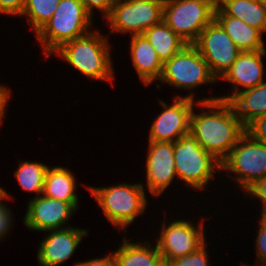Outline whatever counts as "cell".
<instances>
[{"label": "cell", "mask_w": 266, "mask_h": 266, "mask_svg": "<svg viewBox=\"0 0 266 266\" xmlns=\"http://www.w3.org/2000/svg\"><path fill=\"white\" fill-rule=\"evenodd\" d=\"M202 109L192 111L190 134L202 148L222 162L245 133V127L230 101L218 97L197 98Z\"/></svg>", "instance_id": "cell-1"}, {"label": "cell", "mask_w": 266, "mask_h": 266, "mask_svg": "<svg viewBox=\"0 0 266 266\" xmlns=\"http://www.w3.org/2000/svg\"><path fill=\"white\" fill-rule=\"evenodd\" d=\"M96 31L64 43L54 53L90 79L113 83L114 69L108 36Z\"/></svg>", "instance_id": "cell-2"}, {"label": "cell", "mask_w": 266, "mask_h": 266, "mask_svg": "<svg viewBox=\"0 0 266 266\" xmlns=\"http://www.w3.org/2000/svg\"><path fill=\"white\" fill-rule=\"evenodd\" d=\"M92 17L81 0H60L51 19L36 33L45 57L92 31Z\"/></svg>", "instance_id": "cell-3"}, {"label": "cell", "mask_w": 266, "mask_h": 266, "mask_svg": "<svg viewBox=\"0 0 266 266\" xmlns=\"http://www.w3.org/2000/svg\"><path fill=\"white\" fill-rule=\"evenodd\" d=\"M95 201L104 212L108 222L126 232V227L134 223L147 208L144 186L142 183H120L105 187L86 186Z\"/></svg>", "instance_id": "cell-4"}, {"label": "cell", "mask_w": 266, "mask_h": 266, "mask_svg": "<svg viewBox=\"0 0 266 266\" xmlns=\"http://www.w3.org/2000/svg\"><path fill=\"white\" fill-rule=\"evenodd\" d=\"M177 178L191 188L202 190L221 171V162L205 151L189 133L174 142Z\"/></svg>", "instance_id": "cell-5"}, {"label": "cell", "mask_w": 266, "mask_h": 266, "mask_svg": "<svg viewBox=\"0 0 266 266\" xmlns=\"http://www.w3.org/2000/svg\"><path fill=\"white\" fill-rule=\"evenodd\" d=\"M215 0H165L163 21L187 44H194L214 19Z\"/></svg>", "instance_id": "cell-6"}, {"label": "cell", "mask_w": 266, "mask_h": 266, "mask_svg": "<svg viewBox=\"0 0 266 266\" xmlns=\"http://www.w3.org/2000/svg\"><path fill=\"white\" fill-rule=\"evenodd\" d=\"M165 0H115L105 17L112 33L144 34L163 20Z\"/></svg>", "instance_id": "cell-7"}, {"label": "cell", "mask_w": 266, "mask_h": 266, "mask_svg": "<svg viewBox=\"0 0 266 266\" xmlns=\"http://www.w3.org/2000/svg\"><path fill=\"white\" fill-rule=\"evenodd\" d=\"M221 170L235 173V182L246 191L266 176V144L254 140L245 132L221 162Z\"/></svg>", "instance_id": "cell-8"}, {"label": "cell", "mask_w": 266, "mask_h": 266, "mask_svg": "<svg viewBox=\"0 0 266 266\" xmlns=\"http://www.w3.org/2000/svg\"><path fill=\"white\" fill-rule=\"evenodd\" d=\"M158 81L190 91L218 80L196 46L187 44L163 64V72Z\"/></svg>", "instance_id": "cell-9"}, {"label": "cell", "mask_w": 266, "mask_h": 266, "mask_svg": "<svg viewBox=\"0 0 266 266\" xmlns=\"http://www.w3.org/2000/svg\"><path fill=\"white\" fill-rule=\"evenodd\" d=\"M194 98L190 92L185 96L175 95L171 105L158 100L164 109L151 124L149 141L175 142L189 134L191 114L196 103Z\"/></svg>", "instance_id": "cell-10"}, {"label": "cell", "mask_w": 266, "mask_h": 266, "mask_svg": "<svg viewBox=\"0 0 266 266\" xmlns=\"http://www.w3.org/2000/svg\"><path fill=\"white\" fill-rule=\"evenodd\" d=\"M165 225V221L161 227L159 238L156 245L159 252L163 256L165 265L179 257L189 255L198 250L206 242L204 237L205 226L203 221L193 224L187 220H173Z\"/></svg>", "instance_id": "cell-11"}, {"label": "cell", "mask_w": 266, "mask_h": 266, "mask_svg": "<svg viewBox=\"0 0 266 266\" xmlns=\"http://www.w3.org/2000/svg\"><path fill=\"white\" fill-rule=\"evenodd\" d=\"M194 45L217 80L224 75L242 52L215 19L202 30Z\"/></svg>", "instance_id": "cell-12"}, {"label": "cell", "mask_w": 266, "mask_h": 266, "mask_svg": "<svg viewBox=\"0 0 266 266\" xmlns=\"http://www.w3.org/2000/svg\"><path fill=\"white\" fill-rule=\"evenodd\" d=\"M27 204L24 224L29 230L48 232L65 229L76 208L68 202L46 197L43 194L31 198ZM65 226V227H64Z\"/></svg>", "instance_id": "cell-13"}, {"label": "cell", "mask_w": 266, "mask_h": 266, "mask_svg": "<svg viewBox=\"0 0 266 266\" xmlns=\"http://www.w3.org/2000/svg\"><path fill=\"white\" fill-rule=\"evenodd\" d=\"M148 145L145 186L155 198L172 185L174 177L177 178L174 142L149 141Z\"/></svg>", "instance_id": "cell-14"}, {"label": "cell", "mask_w": 266, "mask_h": 266, "mask_svg": "<svg viewBox=\"0 0 266 266\" xmlns=\"http://www.w3.org/2000/svg\"><path fill=\"white\" fill-rule=\"evenodd\" d=\"M266 56L265 50L242 51L231 67L220 78L233 85L231 95L218 97L220 100L231 101L241 90L254 88L264 80L263 57ZM241 86V87H240ZM245 88V89H239Z\"/></svg>", "instance_id": "cell-15"}, {"label": "cell", "mask_w": 266, "mask_h": 266, "mask_svg": "<svg viewBox=\"0 0 266 266\" xmlns=\"http://www.w3.org/2000/svg\"><path fill=\"white\" fill-rule=\"evenodd\" d=\"M89 235L86 229L68 227L50 230L40 242L37 259L41 266H60L64 264L82 242Z\"/></svg>", "instance_id": "cell-16"}, {"label": "cell", "mask_w": 266, "mask_h": 266, "mask_svg": "<svg viewBox=\"0 0 266 266\" xmlns=\"http://www.w3.org/2000/svg\"><path fill=\"white\" fill-rule=\"evenodd\" d=\"M130 54L132 64L143 84L149 86L161 78L163 62L144 34L131 36Z\"/></svg>", "instance_id": "cell-17"}, {"label": "cell", "mask_w": 266, "mask_h": 266, "mask_svg": "<svg viewBox=\"0 0 266 266\" xmlns=\"http://www.w3.org/2000/svg\"><path fill=\"white\" fill-rule=\"evenodd\" d=\"M214 19L241 51L265 50L263 34L258 29L251 27L239 18L226 15L217 5Z\"/></svg>", "instance_id": "cell-18"}, {"label": "cell", "mask_w": 266, "mask_h": 266, "mask_svg": "<svg viewBox=\"0 0 266 266\" xmlns=\"http://www.w3.org/2000/svg\"><path fill=\"white\" fill-rule=\"evenodd\" d=\"M146 243V244H145ZM130 242L125 237L114 251L118 266H166L157 245L149 242Z\"/></svg>", "instance_id": "cell-19"}, {"label": "cell", "mask_w": 266, "mask_h": 266, "mask_svg": "<svg viewBox=\"0 0 266 266\" xmlns=\"http://www.w3.org/2000/svg\"><path fill=\"white\" fill-rule=\"evenodd\" d=\"M76 178L74 174L65 167H48L43 195L63 202L71 203L76 209L79 205V196L76 191Z\"/></svg>", "instance_id": "cell-20"}, {"label": "cell", "mask_w": 266, "mask_h": 266, "mask_svg": "<svg viewBox=\"0 0 266 266\" xmlns=\"http://www.w3.org/2000/svg\"><path fill=\"white\" fill-rule=\"evenodd\" d=\"M230 102L246 128L256 118L266 115V80L254 88L241 90Z\"/></svg>", "instance_id": "cell-21"}, {"label": "cell", "mask_w": 266, "mask_h": 266, "mask_svg": "<svg viewBox=\"0 0 266 266\" xmlns=\"http://www.w3.org/2000/svg\"><path fill=\"white\" fill-rule=\"evenodd\" d=\"M216 5L226 15L243 20L262 34L266 32V10L260 0H218Z\"/></svg>", "instance_id": "cell-22"}, {"label": "cell", "mask_w": 266, "mask_h": 266, "mask_svg": "<svg viewBox=\"0 0 266 266\" xmlns=\"http://www.w3.org/2000/svg\"><path fill=\"white\" fill-rule=\"evenodd\" d=\"M144 36L153 46L163 64L187 45L163 20L148 28Z\"/></svg>", "instance_id": "cell-23"}, {"label": "cell", "mask_w": 266, "mask_h": 266, "mask_svg": "<svg viewBox=\"0 0 266 266\" xmlns=\"http://www.w3.org/2000/svg\"><path fill=\"white\" fill-rule=\"evenodd\" d=\"M47 170L46 164L25 160L19 163L14 176L24 191L42 195Z\"/></svg>", "instance_id": "cell-24"}, {"label": "cell", "mask_w": 266, "mask_h": 266, "mask_svg": "<svg viewBox=\"0 0 266 266\" xmlns=\"http://www.w3.org/2000/svg\"><path fill=\"white\" fill-rule=\"evenodd\" d=\"M60 0H26L21 14L27 17V24L32 26L37 33L55 12Z\"/></svg>", "instance_id": "cell-25"}, {"label": "cell", "mask_w": 266, "mask_h": 266, "mask_svg": "<svg viewBox=\"0 0 266 266\" xmlns=\"http://www.w3.org/2000/svg\"><path fill=\"white\" fill-rule=\"evenodd\" d=\"M206 244L207 242L189 255L168 262L166 266H209L211 263L208 261L209 256L207 255Z\"/></svg>", "instance_id": "cell-26"}, {"label": "cell", "mask_w": 266, "mask_h": 266, "mask_svg": "<svg viewBox=\"0 0 266 266\" xmlns=\"http://www.w3.org/2000/svg\"><path fill=\"white\" fill-rule=\"evenodd\" d=\"M10 197L7 191L2 188V197H0V241L9 234V230L13 226L12 211L6 203L1 202V200L10 199Z\"/></svg>", "instance_id": "cell-27"}, {"label": "cell", "mask_w": 266, "mask_h": 266, "mask_svg": "<svg viewBox=\"0 0 266 266\" xmlns=\"http://www.w3.org/2000/svg\"><path fill=\"white\" fill-rule=\"evenodd\" d=\"M259 220V231L256 234V256L260 266H266V216H262Z\"/></svg>", "instance_id": "cell-28"}, {"label": "cell", "mask_w": 266, "mask_h": 266, "mask_svg": "<svg viewBox=\"0 0 266 266\" xmlns=\"http://www.w3.org/2000/svg\"><path fill=\"white\" fill-rule=\"evenodd\" d=\"M248 133L254 140L266 144V115L256 118L246 128Z\"/></svg>", "instance_id": "cell-29"}, {"label": "cell", "mask_w": 266, "mask_h": 266, "mask_svg": "<svg viewBox=\"0 0 266 266\" xmlns=\"http://www.w3.org/2000/svg\"><path fill=\"white\" fill-rule=\"evenodd\" d=\"M245 194L256 197L259 199L262 204L261 215L266 216V176L259 179L253 185H251L246 191Z\"/></svg>", "instance_id": "cell-30"}, {"label": "cell", "mask_w": 266, "mask_h": 266, "mask_svg": "<svg viewBox=\"0 0 266 266\" xmlns=\"http://www.w3.org/2000/svg\"><path fill=\"white\" fill-rule=\"evenodd\" d=\"M26 0H0V14L21 16Z\"/></svg>", "instance_id": "cell-31"}, {"label": "cell", "mask_w": 266, "mask_h": 266, "mask_svg": "<svg viewBox=\"0 0 266 266\" xmlns=\"http://www.w3.org/2000/svg\"><path fill=\"white\" fill-rule=\"evenodd\" d=\"M86 10L93 16V10L98 9L105 18L111 11L115 0H81Z\"/></svg>", "instance_id": "cell-32"}, {"label": "cell", "mask_w": 266, "mask_h": 266, "mask_svg": "<svg viewBox=\"0 0 266 266\" xmlns=\"http://www.w3.org/2000/svg\"><path fill=\"white\" fill-rule=\"evenodd\" d=\"M76 266H118L114 252L109 255H105L103 258L90 259L83 262H78Z\"/></svg>", "instance_id": "cell-33"}, {"label": "cell", "mask_w": 266, "mask_h": 266, "mask_svg": "<svg viewBox=\"0 0 266 266\" xmlns=\"http://www.w3.org/2000/svg\"><path fill=\"white\" fill-rule=\"evenodd\" d=\"M10 89L5 87L4 85H0V125L3 122V117L5 116L6 105L9 103L10 96Z\"/></svg>", "instance_id": "cell-34"}, {"label": "cell", "mask_w": 266, "mask_h": 266, "mask_svg": "<svg viewBox=\"0 0 266 266\" xmlns=\"http://www.w3.org/2000/svg\"><path fill=\"white\" fill-rule=\"evenodd\" d=\"M261 6L266 10V0H260Z\"/></svg>", "instance_id": "cell-35"}, {"label": "cell", "mask_w": 266, "mask_h": 266, "mask_svg": "<svg viewBox=\"0 0 266 266\" xmlns=\"http://www.w3.org/2000/svg\"><path fill=\"white\" fill-rule=\"evenodd\" d=\"M242 266H254V265H248V264L244 263ZM256 266H260V265H256Z\"/></svg>", "instance_id": "cell-36"}, {"label": "cell", "mask_w": 266, "mask_h": 266, "mask_svg": "<svg viewBox=\"0 0 266 266\" xmlns=\"http://www.w3.org/2000/svg\"><path fill=\"white\" fill-rule=\"evenodd\" d=\"M0 196H2V187L0 186Z\"/></svg>", "instance_id": "cell-37"}]
</instances>
